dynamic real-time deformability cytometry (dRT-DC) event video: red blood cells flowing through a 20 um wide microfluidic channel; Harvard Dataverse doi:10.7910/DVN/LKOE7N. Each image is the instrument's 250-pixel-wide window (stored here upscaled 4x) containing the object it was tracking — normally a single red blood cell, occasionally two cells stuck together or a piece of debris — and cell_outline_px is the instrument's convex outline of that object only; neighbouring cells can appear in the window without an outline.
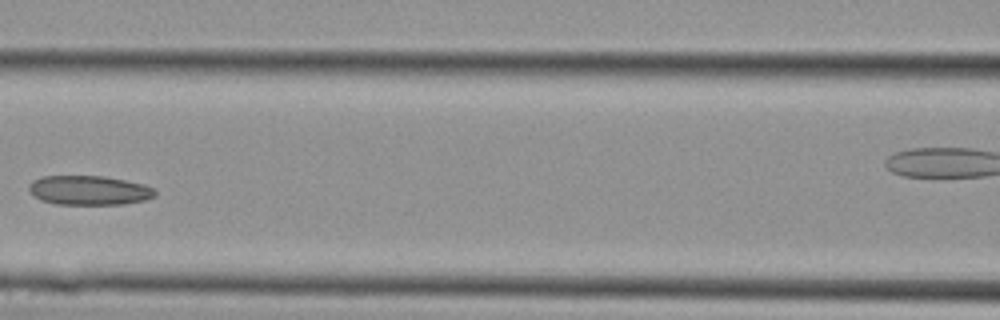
{"species": "Egyptian fruit bat (a non-hibernating species)", "species_latin": "Rousettus aegyptiacus", "temperature_condition": "cold", "stored_images_in_passage": 14, "segment_of_instrument_passage": [1, 2], "camera_frame_rate_fps": 3000, "um_per_image_px": 0.085, "animal": {"sex": "female"}, "frame": {"image": 1, "passage_image": 12, "time_ms": 3.667, "image_size_px": [1000, 320], "cell_outline_px": [[156, 192], [152, 196], [144, 200], [124, 204], [52, 204], [40, 200], [28, 188], [28, 184], [32, 180], [40, 176], [104, 176], [144, 184], [152, 188]], "centroid_in_image_um": [7.52, 16.17], "position_along_channel_um": 159.1, "area_um2": 21.5}}